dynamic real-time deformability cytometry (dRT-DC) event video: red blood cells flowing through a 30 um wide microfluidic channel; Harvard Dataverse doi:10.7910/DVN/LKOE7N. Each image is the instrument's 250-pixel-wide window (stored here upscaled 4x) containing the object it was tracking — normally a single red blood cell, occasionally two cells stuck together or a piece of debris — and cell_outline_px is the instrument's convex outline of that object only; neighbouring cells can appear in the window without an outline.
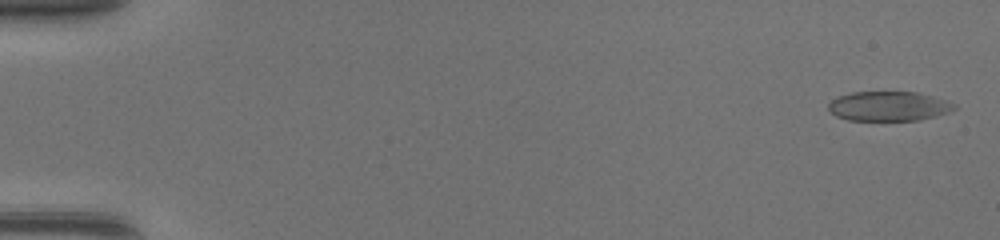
{"species": "common noctule bat (a hibernating species)", "species_latin": "Nyctalus noctula", "temperature_condition": "warm", "stored_images_in_passage": 48, "camera_frame_rate_fps": 3000, "um_per_image_px": 0.085, "animal": {"sex": "female", "body_mass_g": 17.0, "forearm_length_mm": 48.0}, "frame": {"image": 1, "passage_image": 2, "time_ms": 0.333, "image_size_px": [1000, 240], "cell_outline_px": [[956, 108], [948, 112], [936, 116], [920, 120], [848, 120], [836, 116], [828, 108], [828, 104], [832, 100], [840, 96], [852, 92], [916, 92], [932, 96], [956, 104]], "centroid_in_image_um": [75.54, 9.03], "position_along_channel_um": 9.5, "area_um2": 21.5}}
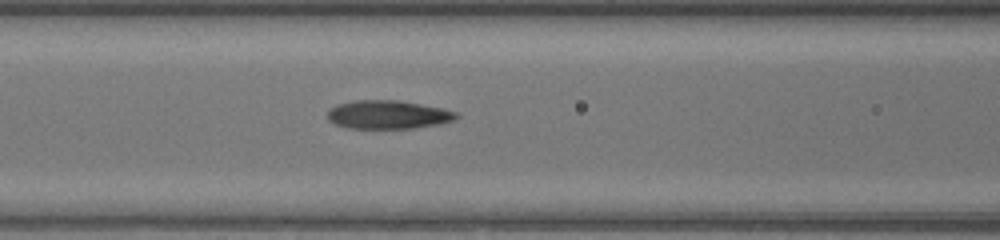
{"frame": {"image": 2, "passage_image": 22, "time_ms": 7.0, "image_size_px": [1000, 240], "cell_outline_px": [[460, 116], [452, 120], [440, 124], [412, 128], [348, 128], [336, 124], [328, 120], [328, 108], [336, 104], [356, 100], [400, 100], [440, 108], [456, 112]], "centroid_in_image_um": [32.94, 9.74], "position_along_channel_um": 133.7, "area_um2": 21.33}}
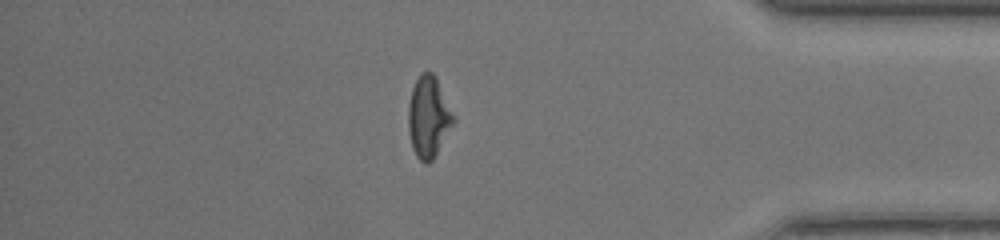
{"frame": {"image": 3, "passage_image": 42, "time_ms": 13.667, "image_size_px": [1000, 240], "cell_outline_px": [[456, 120], [432, 160], [428, 164], [424, 164], [416, 156], [412, 148], [408, 132], [408, 104], [412, 88], [420, 72], [432, 72], [436, 76], [456, 116]], "centroid_in_image_um": [36.43, 9.93], "position_along_channel_um": 398.8, "area_um2": 21.73}, "authors_computed_cell_mechanics": {"area_um2": 21.6172, "velocity_mm_per_s": 4.3951, "shape_relaxation_time_tau1_ms": null, "shape_relaxation_time_tau2_ms": 1.972, "deformation_change_tau1": null, "deformation_change_tau2": 0.1007}}